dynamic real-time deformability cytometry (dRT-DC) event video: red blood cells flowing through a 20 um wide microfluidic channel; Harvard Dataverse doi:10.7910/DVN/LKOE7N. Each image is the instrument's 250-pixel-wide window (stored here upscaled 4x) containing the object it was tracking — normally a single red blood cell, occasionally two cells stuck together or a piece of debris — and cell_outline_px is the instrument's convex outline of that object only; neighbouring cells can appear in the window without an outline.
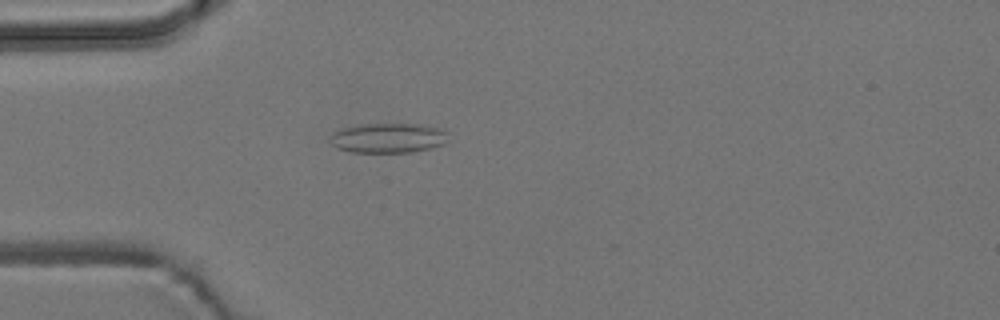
{"species": "common noctule bat (a hibernating species)", "species_latin": "Nyctalus noctula", "temperature_condition": "room temperature", "stored_images_in_passage": 5, "camera_frame_rate_fps": 3000, "um_per_image_px": 0.085, "animal": {"sex": "male", "body_mass_g": 19.2, "forearm_length_mm": 51.8}, "frame": {"image": 1, "passage_image": 5, "time_ms": 4.667, "image_size_px": [1000, 320], "cell_outline_px": [[448, 140], [444, 144], [412, 152], [352, 152], [336, 148], [328, 140], [332, 132], [340, 128], [360, 124], [420, 124], [436, 128], [448, 132]], "centroid_in_image_um": [32.94, 11.72], "position_along_channel_um": 52.1, "area_um2": 20.63}}